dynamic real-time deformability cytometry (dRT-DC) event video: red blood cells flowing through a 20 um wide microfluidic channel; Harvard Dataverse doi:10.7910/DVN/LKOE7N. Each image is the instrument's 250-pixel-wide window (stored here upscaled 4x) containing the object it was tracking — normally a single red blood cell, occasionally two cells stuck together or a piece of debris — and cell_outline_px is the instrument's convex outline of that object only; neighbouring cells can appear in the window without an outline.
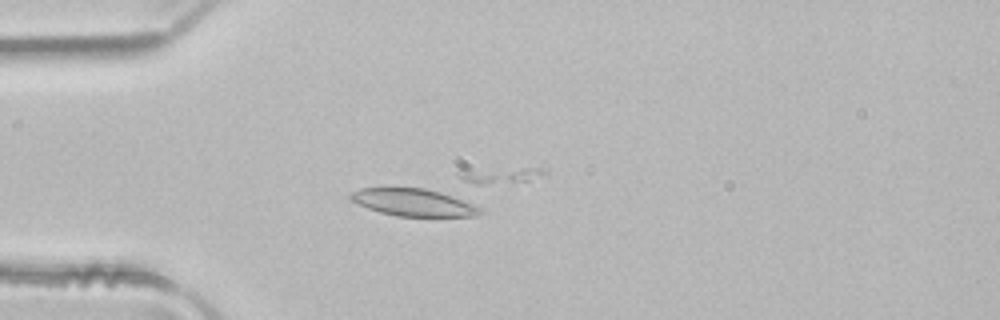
{"species": "common noctule bat (a hibernating species)", "species_latin": "Nyctalus noctula", "temperature_condition": "room temperature", "stored_images_in_passage": 4, "camera_frame_rate_fps": 3000, "um_per_image_px": 0.085, "animal": {"sex": "male", "body_mass_g": 21.5, "forearm_length_mm": 52.0}, "frame": {"image": 1, "passage_image": 3, "time_ms": 0.667, "image_size_px": [1000, 320], "cell_outline_px": [[484, 212], [476, 216], [396, 216], [380, 212], [356, 204], [348, 196], [352, 192], [360, 188], [424, 188], [440, 192], [452, 196], [484, 208]], "centroid_in_image_um": [35.16, 17.21], "position_along_channel_um": 49.8, "area_um2": 20.58}}